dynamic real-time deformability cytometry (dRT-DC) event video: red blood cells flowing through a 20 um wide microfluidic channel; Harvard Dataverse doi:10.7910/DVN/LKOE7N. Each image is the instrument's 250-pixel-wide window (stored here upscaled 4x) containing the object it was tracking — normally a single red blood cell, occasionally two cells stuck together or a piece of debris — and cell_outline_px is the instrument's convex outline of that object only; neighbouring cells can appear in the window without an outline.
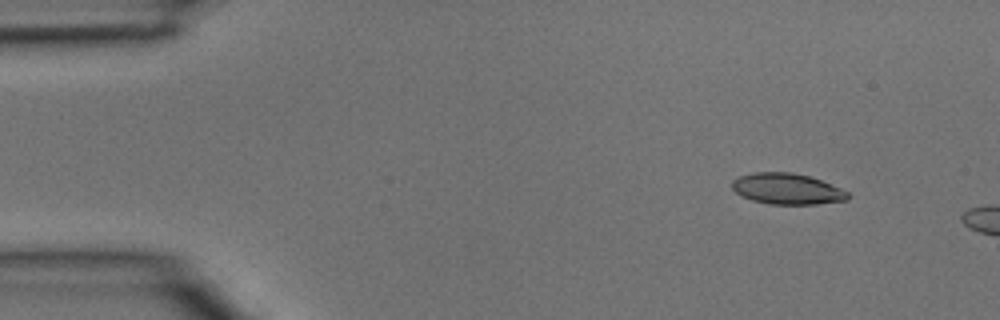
{"species": "common noctule bat (a hibernating species)", "species_latin": "Nyctalus noctula", "temperature_condition": "room temperature", "stored_images_in_passage": 3, "camera_frame_rate_fps": 3000, "um_per_image_px": 0.085, "animal": {"sex": "male", "body_mass_g": 15.6}, "frame": {"image": 1, "passage_image": 2, "time_ms": 0.333, "image_size_px": [1000, 320], "cell_outline_px": [[848, 200], [816, 204], [772, 204], [752, 200], [736, 192], [732, 188], [732, 180], [740, 176], [756, 172], [792, 172], [808, 176], [820, 180], [840, 188], [848, 192]], "centroid_in_image_um": [66.9, 16.05], "position_along_channel_um": 18.1, "area_um2": 20.63}}